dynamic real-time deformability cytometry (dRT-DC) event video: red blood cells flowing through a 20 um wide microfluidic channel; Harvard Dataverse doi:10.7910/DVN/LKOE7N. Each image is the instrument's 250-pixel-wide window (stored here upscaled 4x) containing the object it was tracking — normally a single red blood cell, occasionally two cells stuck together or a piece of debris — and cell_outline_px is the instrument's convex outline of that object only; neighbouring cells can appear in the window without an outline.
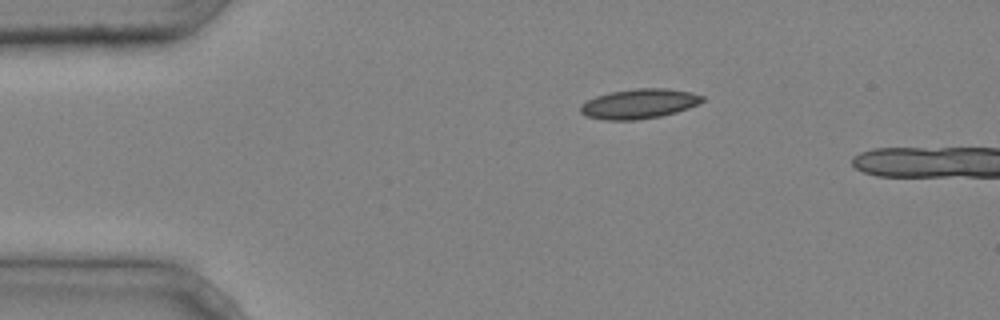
{"species": "common noctule bat (a hibernating species)", "species_latin": "Nyctalus noctula", "temperature_condition": "cold", "stored_images_in_passage": 2, "camera_frame_rate_fps": 3000, "um_per_image_px": 0.085, "animal": {"sex": "male", "body_mass_g": 20.4}, "frame": {"image": 1, "passage_image": 1, "time_ms": 0.0, "image_size_px": [1000, 320], "cell_outline_px": [[704, 100], [688, 108], [676, 112], [660, 116], [636, 120], [604, 120], [588, 116], [580, 112], [580, 104], [596, 96], [612, 92], [636, 88], [668, 88], [692, 92], [704, 96]], "centroid_in_image_um": [54.33, 8.81], "position_along_channel_um": 30.7, "area_um2": 21.04}}